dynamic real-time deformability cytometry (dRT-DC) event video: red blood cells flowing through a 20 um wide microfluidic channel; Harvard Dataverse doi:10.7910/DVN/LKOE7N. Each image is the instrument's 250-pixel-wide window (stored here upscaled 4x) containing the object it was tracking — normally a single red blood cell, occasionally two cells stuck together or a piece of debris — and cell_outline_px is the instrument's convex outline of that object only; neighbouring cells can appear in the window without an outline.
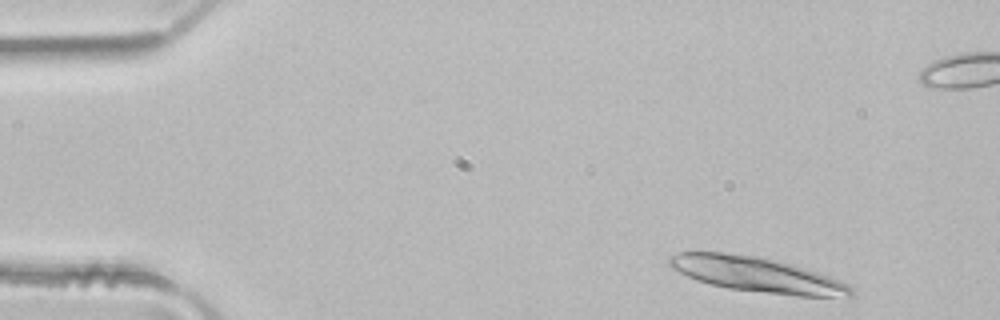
{"species": "common noctule bat (a hibernating species)", "species_latin": "Nyctalus noctula", "temperature_condition": "room temperature", "stored_images_in_passage": 4, "camera_frame_rate_fps": 3000, "um_per_image_px": 0.085, "animal": {"sex": "male", "body_mass_g": 21.5, "forearm_length_mm": 52.0}, "frame": {"image": 1, "passage_image": 1, "time_ms": 0.0, "image_size_px": [1000, 320], "cell_outline_px": [[852, 296], [796, 296], [728, 288], [696, 280], [672, 268], [668, 264], [668, 256], [680, 252], [724, 252], [756, 256], [776, 260], [804, 268], [840, 280], [848, 284], [852, 288]], "centroid_in_image_um": [64.3, 23.33], "position_along_channel_um": 20.7, "area_um2": 36.7}}